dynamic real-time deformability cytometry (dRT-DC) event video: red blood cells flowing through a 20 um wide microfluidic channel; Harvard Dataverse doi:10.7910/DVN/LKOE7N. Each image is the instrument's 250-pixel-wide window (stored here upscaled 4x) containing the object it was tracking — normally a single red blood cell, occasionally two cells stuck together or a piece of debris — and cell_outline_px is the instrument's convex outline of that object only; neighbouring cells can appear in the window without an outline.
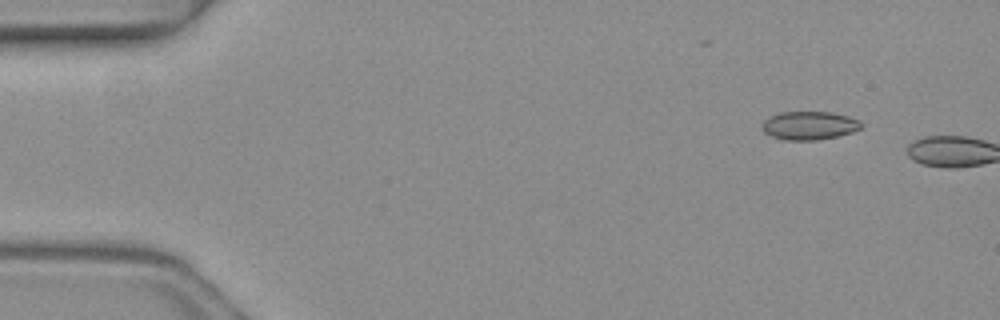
{"species": "common noctule bat (a hibernating species)", "species_latin": "Nyctalus noctula", "temperature_condition": "warm", "stored_images_in_passage": 4, "camera_frame_rate_fps": 3000, "um_per_image_px": 0.085, "animal": {"sex": "female", "body_mass_g": 19.3, "forearm_length_mm": 54.1}, "frame": {"image": 1, "passage_image": 1, "time_ms": 0.0, "image_size_px": [1000, 320], "cell_outline_px": [[864, 124], [860, 128], [852, 132], [836, 136], [816, 140], [784, 140], [772, 136], [764, 132], [760, 128], [764, 120], [768, 116], [780, 112], [832, 112], [848, 116], [860, 120]], "centroid_in_image_um": [68.77, 10.66], "position_along_channel_um": 16.2, "area_um2": 16.53}}